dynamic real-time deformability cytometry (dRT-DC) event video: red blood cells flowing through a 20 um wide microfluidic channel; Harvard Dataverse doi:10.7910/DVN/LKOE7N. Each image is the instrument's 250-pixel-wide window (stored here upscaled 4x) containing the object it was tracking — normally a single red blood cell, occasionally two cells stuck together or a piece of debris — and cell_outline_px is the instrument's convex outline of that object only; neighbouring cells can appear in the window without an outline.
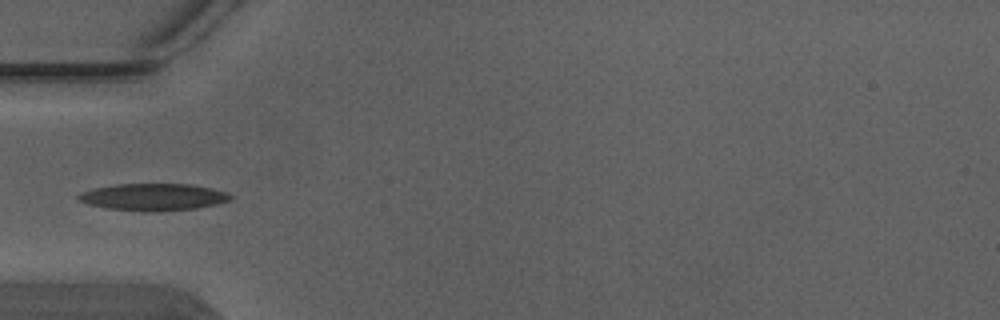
{"species": "Egyptian fruit bat (a non-hibernating species)", "species_latin": "Rousettus aegyptiacus", "temperature_condition": "warm", "stored_images_in_passage": 4, "camera_frame_rate_fps": 3000, "um_per_image_px": 0.085, "animal": {"sex": "male"}, "frame": {"image": 1, "passage_image": 4, "time_ms": 1.0, "image_size_px": [1000, 320], "cell_outline_px": [[232, 200], [220, 204], [196, 208], [160, 212], [140, 212], [108, 208], [88, 204], [80, 200], [76, 196], [80, 192], [96, 188], [116, 184], [192, 184], [212, 188], [228, 192], [232, 196]], "centroid_in_image_um": [13.09, 16.76], "position_along_channel_um": 71.9, "area_um2": 24.28}}